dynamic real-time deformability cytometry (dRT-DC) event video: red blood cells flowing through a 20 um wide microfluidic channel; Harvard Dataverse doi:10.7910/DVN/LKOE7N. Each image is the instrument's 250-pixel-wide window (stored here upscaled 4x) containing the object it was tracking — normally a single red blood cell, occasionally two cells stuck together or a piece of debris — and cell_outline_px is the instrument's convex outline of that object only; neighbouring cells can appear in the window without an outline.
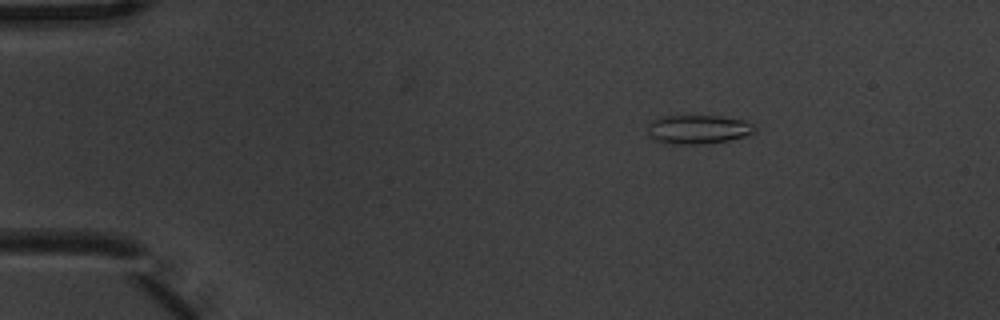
{"species": "common noctule bat (a hibernating species)", "species_latin": "Nyctalus noctula", "temperature_condition": "warm", "stored_images_in_passage": 4, "camera_frame_rate_fps": 3000, "um_per_image_px": 0.085, "animal": {"sex": "male", "body_mass_g": 20.1, "forearm_length_mm": 53.5}, "frame": {"image": 1, "passage_image": 1, "time_ms": 0.0, "image_size_px": [1000, 320], "cell_outline_px": [[756, 132], [744, 136], [728, 140], [704, 144], [676, 144], [656, 140], [648, 132], [648, 120], [660, 116], [720, 116], [744, 120], [756, 124]], "centroid_in_image_um": [59.36, 10.98], "position_along_channel_um": 25.6, "area_um2": 18.15}}
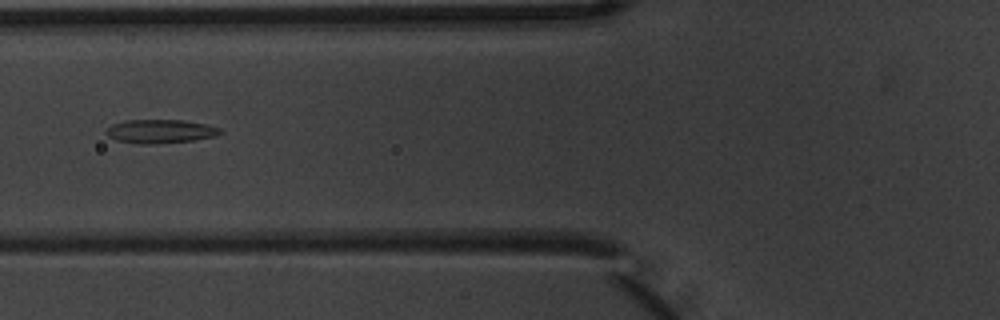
{"frame": {"image": 2, "passage_image": 4, "time_ms": 1.0, "image_size_px": [1000, 320], "cell_outline_px": [[224, 132], [216, 136], [192, 140], [152, 144], [140, 144], [116, 140], [108, 136], [104, 132], [112, 124], [124, 120], [180, 120], [204, 124], [220, 128]], "centroid_in_image_um": [13.6, 11.16], "position_along_channel_um": 112.2, "area_um2": 15.66}}